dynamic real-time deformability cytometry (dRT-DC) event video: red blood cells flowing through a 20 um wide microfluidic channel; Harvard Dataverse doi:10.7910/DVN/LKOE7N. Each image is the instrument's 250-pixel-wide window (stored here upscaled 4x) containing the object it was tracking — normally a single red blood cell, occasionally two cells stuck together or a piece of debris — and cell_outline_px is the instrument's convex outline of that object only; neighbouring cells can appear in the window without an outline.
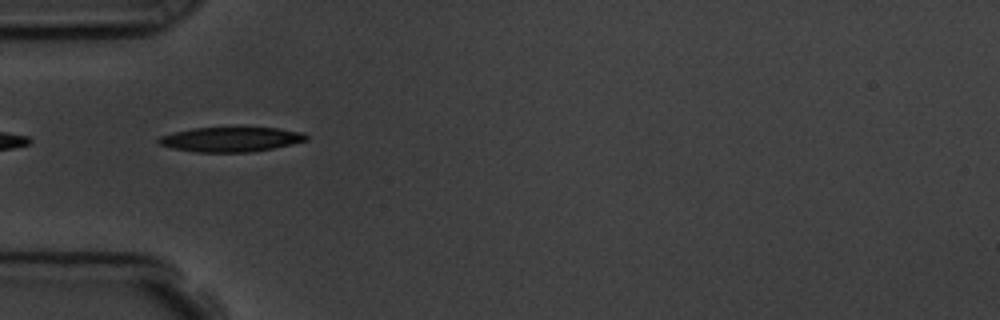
{"species": "common noctule bat (a hibernating species)", "species_latin": "Nyctalus noctula", "temperature_condition": "room temperature", "stored_images_in_passage": 6, "camera_frame_rate_fps": 3000, "um_per_image_px": 0.085, "animal": {"sex": "male", "body_mass_g": 19.5, "forearm_length_mm": 54.6}, "frame": {"image": 1, "passage_image": 4, "time_ms": 3.333, "image_size_px": [1000, 320], "cell_outline_px": [[308, 140], [292, 144], [252, 152], [196, 152], [172, 148], [160, 144], [156, 140], [160, 136], [172, 132], [192, 128], [280, 128], [304, 132], [308, 136]], "centroid_in_image_um": [19.63, 11.84], "position_along_channel_um": 65.4, "area_um2": 21.27}}